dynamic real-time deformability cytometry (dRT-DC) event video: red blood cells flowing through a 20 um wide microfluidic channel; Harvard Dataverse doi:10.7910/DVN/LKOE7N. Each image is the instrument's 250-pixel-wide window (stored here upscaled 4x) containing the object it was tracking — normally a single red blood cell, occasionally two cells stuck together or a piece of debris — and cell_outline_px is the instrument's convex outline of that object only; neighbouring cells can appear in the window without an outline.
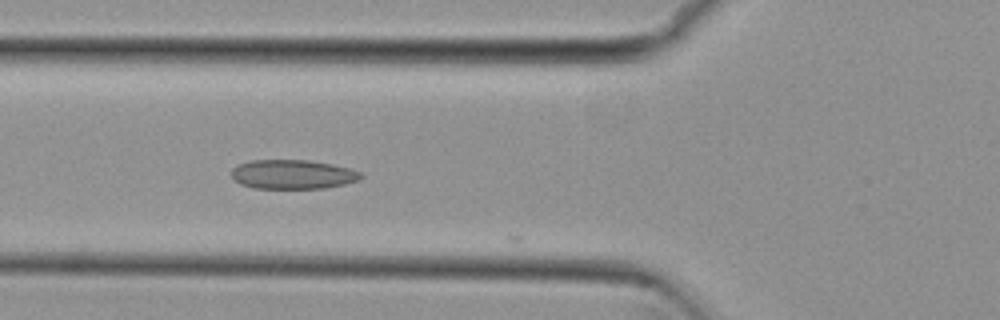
{"species": "common noctule bat (a hibernating species)", "species_latin": "Nyctalus noctula", "temperature_condition": "cold", "stored_images_in_passage": 27, "camera_frame_rate_fps": 3000, "um_per_image_px": 0.085, "animal": {"sex": "female", "body_mass_g": 29.2, "forearm_length_mm": 56.3}, "frame": {"image": 1, "passage_image": 20, "time_ms": 6.333, "image_size_px": [1000, 320], "cell_outline_px": [[364, 176], [360, 180], [344, 184], [324, 188], [252, 188], [240, 184], [232, 176], [232, 168], [236, 164], [252, 160], [308, 160], [332, 164], [352, 168], [360, 172]], "centroid_in_image_um": [24.9, 14.81], "position_along_channel_um": 100.9, "area_um2": 22.2}}
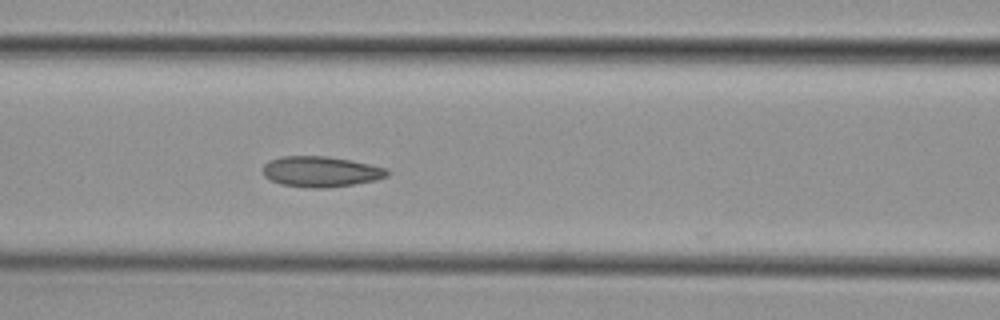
{"frame": {"image": 2, "passage_image": 23, "time_ms": 7.333, "image_size_px": [1000, 320], "cell_outline_px": [[388, 176], [376, 180], [328, 188], [308, 188], [280, 184], [264, 176], [264, 164], [268, 160], [280, 156], [328, 156], [352, 160], [388, 168]], "centroid_in_image_um": [27.27, 14.58], "position_along_channel_um": 139.3, "area_um2": 22.31}}
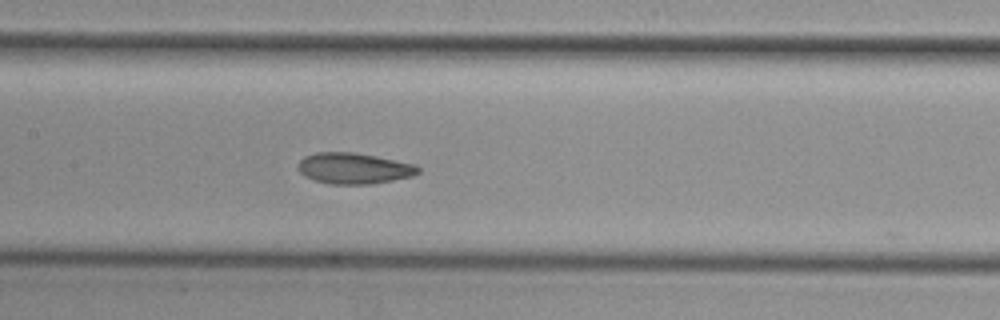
{"frame": {"image": 3, "passage_image": 26, "time_ms": 8.333, "image_size_px": [1000, 320], "cell_outline_px": [[420, 172], [412, 176], [372, 184], [332, 184], [312, 180], [304, 176], [300, 172], [300, 160], [304, 156], [316, 152], [356, 152], [416, 164], [420, 168]], "centroid_in_image_um": [30.1, 14.3], "position_along_channel_um": 177.3, "area_um2": 21.73}}